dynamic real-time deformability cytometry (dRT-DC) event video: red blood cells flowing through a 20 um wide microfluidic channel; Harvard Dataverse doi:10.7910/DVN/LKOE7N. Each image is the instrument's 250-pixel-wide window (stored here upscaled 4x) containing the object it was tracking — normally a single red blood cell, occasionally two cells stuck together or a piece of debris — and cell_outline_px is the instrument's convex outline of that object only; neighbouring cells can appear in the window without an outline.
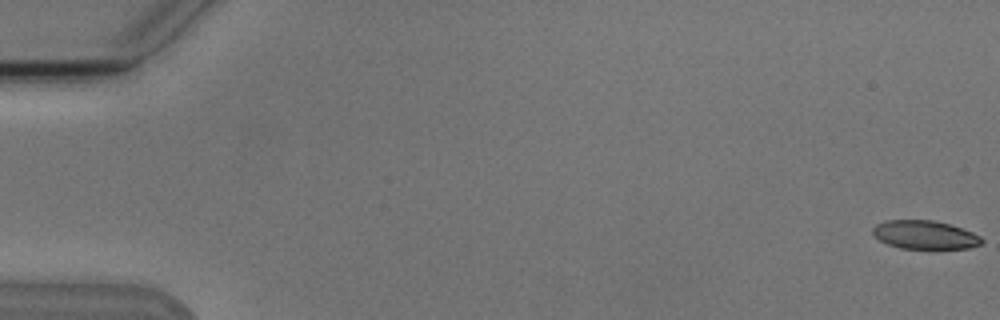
{"species": "Egyptian fruit bat (a non-hibernating species)", "species_latin": "Rousettus aegyptiacus", "temperature_condition": "cold", "stored_images_in_passage": 6, "camera_frame_rate_fps": 3000, "um_per_image_px": 0.085, "animal": {"sex": "male"}, "frame": {"image": 1, "passage_image": 1, "time_ms": 0.0, "image_size_px": [1000, 320], "cell_outline_px": [[984, 244], [968, 248], [900, 248], [888, 244], [880, 240], [872, 232], [872, 228], [876, 224], [884, 220], [932, 220], [948, 224], [972, 232], [980, 236], [984, 240]], "centroid_in_image_um": [78.61, 19.95], "position_along_channel_um": 6.4, "area_um2": 17.98}}
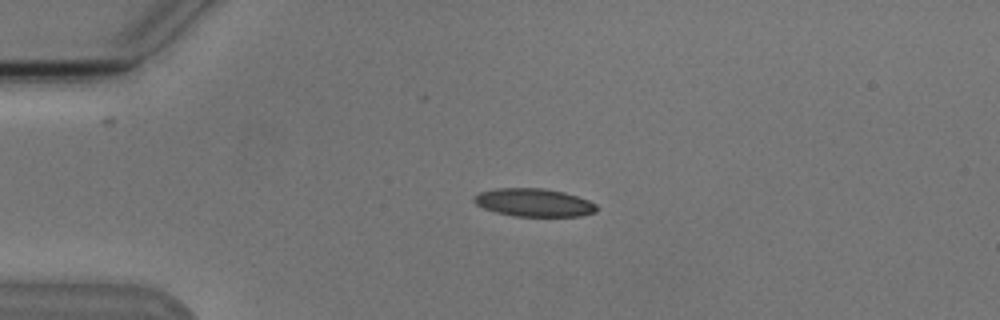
{"frame": {"image": 2, "passage_image": 4, "time_ms": 4.333, "image_size_px": [1000, 320], "cell_outline_px": [[596, 212], [580, 216], [512, 216], [496, 212], [484, 208], [476, 204], [472, 200], [472, 196], [480, 192], [496, 188], [544, 188], [564, 192], [588, 200], [596, 204]], "centroid_in_image_um": [45.35, 17.21], "position_along_channel_um": 39.7, "area_um2": 20.06}}